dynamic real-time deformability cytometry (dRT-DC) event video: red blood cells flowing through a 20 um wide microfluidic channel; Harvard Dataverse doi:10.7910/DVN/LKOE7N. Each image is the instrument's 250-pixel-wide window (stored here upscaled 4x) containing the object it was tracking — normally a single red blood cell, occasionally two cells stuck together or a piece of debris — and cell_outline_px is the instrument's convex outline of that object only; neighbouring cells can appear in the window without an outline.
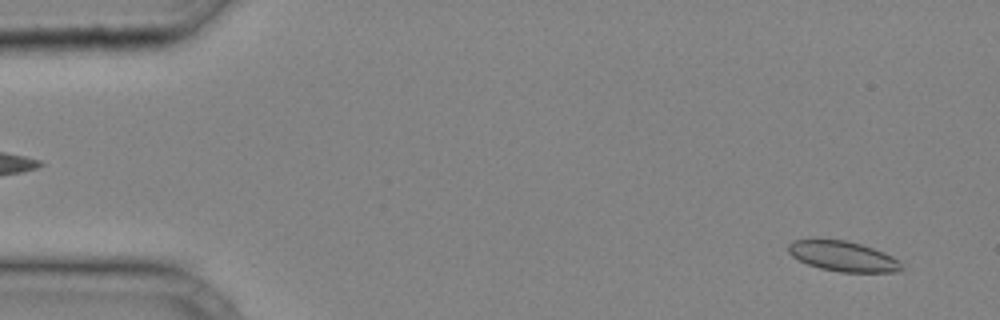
{"species": "common noctule bat (a hibernating species)", "species_latin": "Nyctalus noctula", "temperature_condition": "cold", "stored_images_in_passage": 37, "camera_frame_rate_fps": 3000, "um_per_image_px": 0.085, "animal": {"sex": "male", "body_mass_g": 20.4}, "frame": {"image": 1, "passage_image": 2, "time_ms": 0.333, "image_size_px": [1000, 320], "cell_outline_px": [[904, 268], [900, 272], [840, 272], [820, 268], [808, 264], [792, 256], [788, 252], [788, 244], [792, 240], [812, 236], [844, 240], [860, 244], [884, 252], [900, 260]], "centroid_in_image_um": [71.61, 21.74], "position_along_channel_um": 13.4, "area_um2": 20.58}}
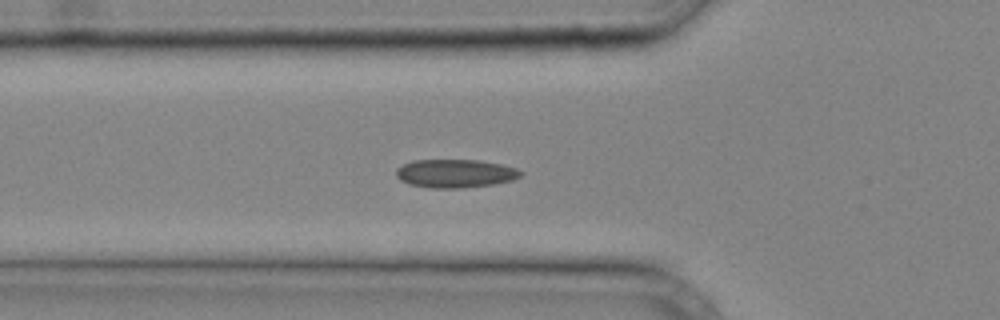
{"frame": {"image": 2, "passage_image": 13, "time_ms": 4.0, "image_size_px": [1000, 320], "cell_outline_px": [[524, 172], [520, 176], [512, 180], [492, 184], [460, 188], [432, 188], [408, 184], [400, 180], [396, 176], [396, 168], [412, 160], [480, 160], [500, 164], [516, 168]], "centroid_in_image_um": [38.67, 14.74], "position_along_channel_um": 87.1, "area_um2": 20.58}}
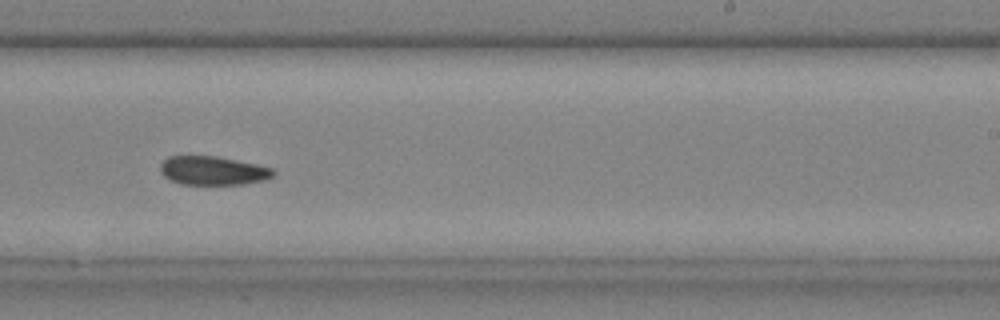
{"frame": {"image": 3, "passage_image": 24, "time_ms": 7.667, "image_size_px": [1000, 320], "cell_outline_px": [[276, 172], [268, 180], [244, 184], [180, 184], [164, 176], [160, 172], [160, 164], [168, 156], [216, 156], [256, 164], [272, 168]], "centroid_in_image_um": [18.11, 14.5], "position_along_channel_um": 270.9, "area_um2": 18.96}}